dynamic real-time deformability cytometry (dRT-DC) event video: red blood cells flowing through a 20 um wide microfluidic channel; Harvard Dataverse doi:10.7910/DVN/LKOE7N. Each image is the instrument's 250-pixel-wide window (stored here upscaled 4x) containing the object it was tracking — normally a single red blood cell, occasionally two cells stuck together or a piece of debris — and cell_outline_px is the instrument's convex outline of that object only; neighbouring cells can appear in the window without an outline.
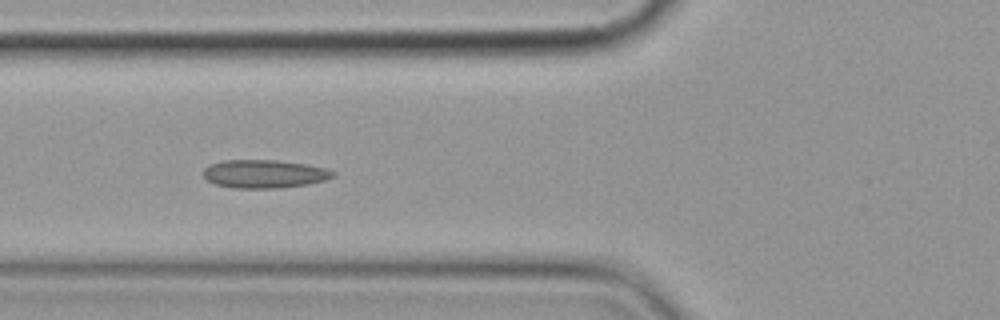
{"species": "common noctule bat (a hibernating species)", "species_latin": "Nyctalus noctula", "temperature_condition": "cold", "stored_images_in_passage": 6, "camera_frame_rate_fps": 3000, "um_per_image_px": 0.085, "animal": {"sex": "female", "body_mass_g": 19.9}, "frame": {"image": 1, "passage_image": 5, "time_ms": 5.667, "image_size_px": [1000, 320], "cell_outline_px": [[336, 176], [324, 180], [308, 184], [280, 188], [236, 188], [216, 184], [208, 180], [204, 176], [204, 168], [208, 164], [224, 160], [276, 160], [304, 164], [324, 168], [336, 172]], "centroid_in_image_um": [22.47, 14.78], "position_along_channel_um": 103.3, "area_um2": 21.27}}
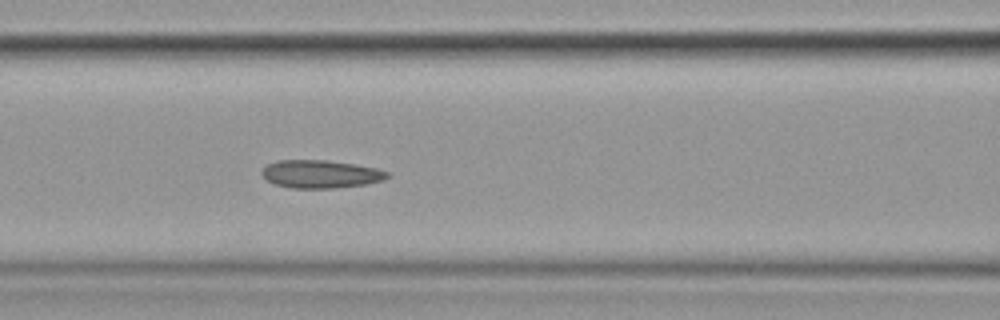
{"frame": {"image": 2, "passage_image": 6, "time_ms": 6.667, "image_size_px": [1000, 320], "cell_outline_px": [[388, 176], [380, 180], [364, 184], [336, 188], [288, 188], [276, 184], [268, 180], [260, 172], [268, 164], [276, 160], [328, 160], [356, 164], [376, 168], [388, 172]], "centroid_in_image_um": [27.22, 14.79], "position_along_channel_um": 139.4, "area_um2": 20.29}}